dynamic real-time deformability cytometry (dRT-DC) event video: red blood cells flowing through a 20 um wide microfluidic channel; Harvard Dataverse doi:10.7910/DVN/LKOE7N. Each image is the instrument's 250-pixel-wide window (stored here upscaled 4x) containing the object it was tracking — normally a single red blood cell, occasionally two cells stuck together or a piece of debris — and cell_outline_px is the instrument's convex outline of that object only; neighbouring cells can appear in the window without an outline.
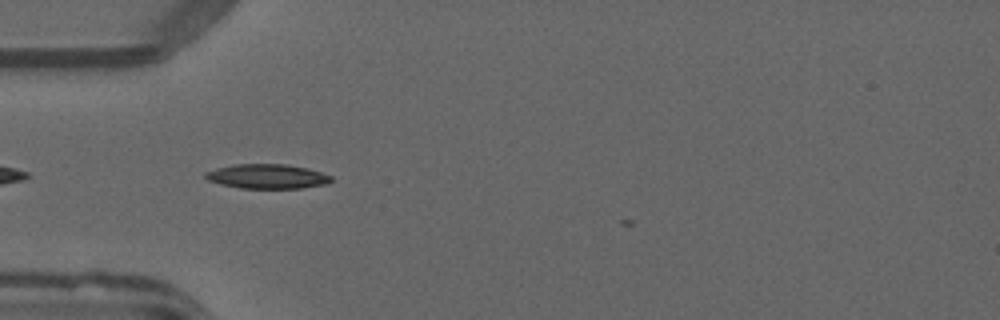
{"species": "common noctule bat (a hibernating species)", "species_latin": "Nyctalus noctula", "temperature_condition": "warm", "stored_images_in_passage": 7, "camera_frame_rate_fps": 3000, "um_per_image_px": 0.085, "animal": {"sex": "male", "forearm_length_mm": 52.5}, "frame": {"image": 1, "passage_image": 4, "time_ms": 1.0, "image_size_px": [1000, 320], "cell_outline_px": [[332, 180], [328, 184], [300, 188], [240, 188], [220, 184], [208, 180], [204, 176], [204, 172], [216, 168], [236, 164], [288, 164], [308, 168], [332, 176]], "centroid_in_image_um": [22.71, 14.99], "position_along_channel_um": 62.3, "area_um2": 18.03}}